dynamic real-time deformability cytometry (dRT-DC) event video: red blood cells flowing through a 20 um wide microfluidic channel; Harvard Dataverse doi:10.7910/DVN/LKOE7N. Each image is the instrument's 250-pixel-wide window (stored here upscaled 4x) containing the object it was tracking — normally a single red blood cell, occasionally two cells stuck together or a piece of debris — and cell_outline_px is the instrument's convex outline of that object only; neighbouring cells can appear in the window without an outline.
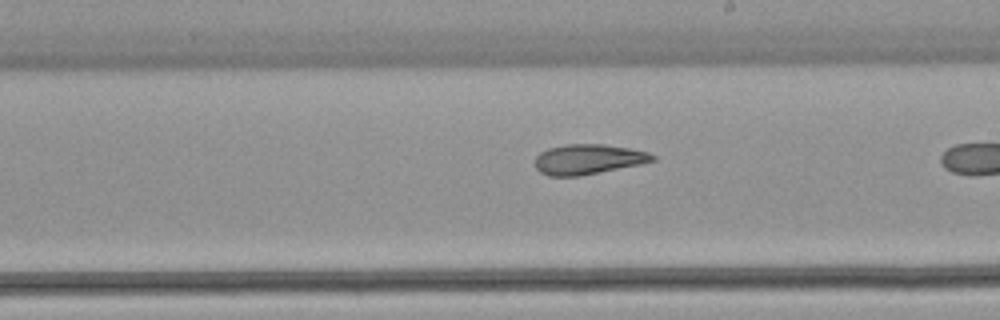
{"species": "common noctule bat (a hibernating species)", "species_latin": "Nyctalus noctula", "temperature_condition": "warm", "stored_images_in_passage": 27, "camera_frame_rate_fps": 3000, "um_per_image_px": 0.085, "animal": {"sex": "female", "body_mass_g": 22.7, "forearm_length_mm": 54.2}, "frame": {"image": 1, "passage_image": 16, "time_ms": 5.0, "image_size_px": [1000, 320], "cell_outline_px": [[656, 160], [640, 164], [580, 176], [548, 176], [540, 172], [536, 168], [536, 156], [540, 152], [548, 148], [564, 144], [604, 144], [628, 148], [648, 152], [656, 156]], "centroid_in_image_um": [49.98, 13.53], "position_along_channel_um": 239.0, "area_um2": 20.58}}
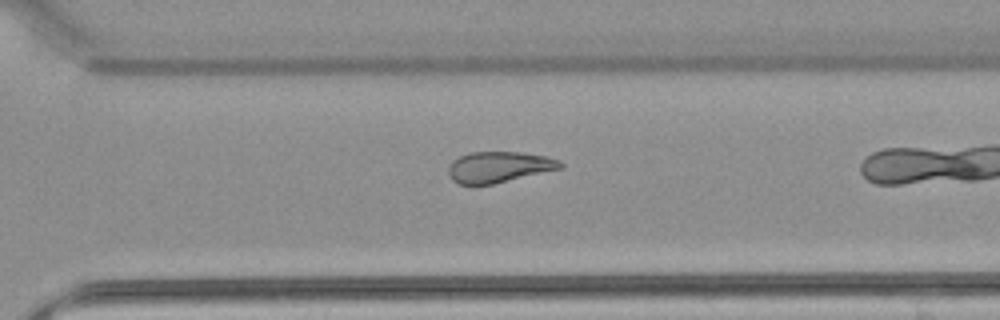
{"frame": {"image": 2, "passage_image": 23, "time_ms": 7.333, "image_size_px": [1000, 320], "cell_outline_px": [[564, 168], [492, 184], [460, 184], [452, 180], [448, 172], [448, 168], [452, 160], [460, 156], [472, 152], [520, 152], [548, 156], [560, 160], [564, 164]], "centroid_in_image_um": [42.45, 14.19], "position_along_channel_um": 328.1, "area_um2": 20.23}}